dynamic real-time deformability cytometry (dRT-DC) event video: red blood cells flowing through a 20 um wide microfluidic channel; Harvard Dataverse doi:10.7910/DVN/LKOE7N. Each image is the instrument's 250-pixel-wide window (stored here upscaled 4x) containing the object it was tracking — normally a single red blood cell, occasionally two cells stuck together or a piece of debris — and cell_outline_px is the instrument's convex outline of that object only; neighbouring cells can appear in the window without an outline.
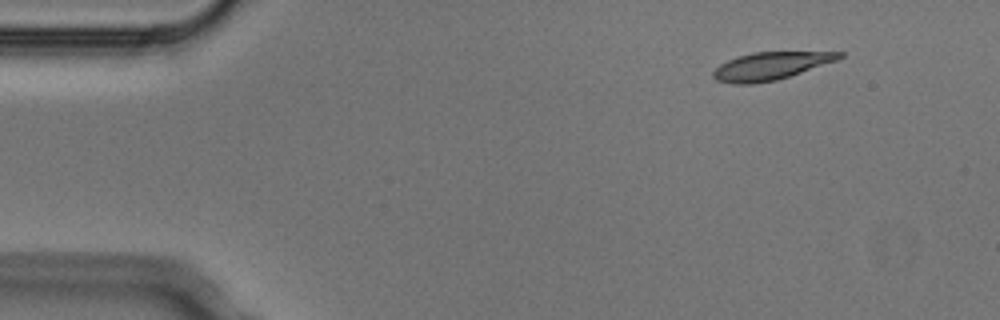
{"species": "Egyptian fruit bat (a non-hibernating species)", "species_latin": "Rousettus aegyptiacus", "temperature_condition": "cold", "stored_images_in_passage": 4, "camera_frame_rate_fps": 3000, "um_per_image_px": 0.085, "animal": {"sex": "male"}, "frame": {"image": 1, "passage_image": 1, "time_ms": 0.0, "image_size_px": [1000, 320], "cell_outline_px": [[844, 56], [836, 60], [776, 80], [752, 84], [732, 84], [716, 80], [712, 76], [712, 72], [720, 64], [728, 60], [752, 52], [844, 52]], "centroid_in_image_um": [65.45, 5.61], "position_along_channel_um": 19.6, "area_um2": 20.0}}
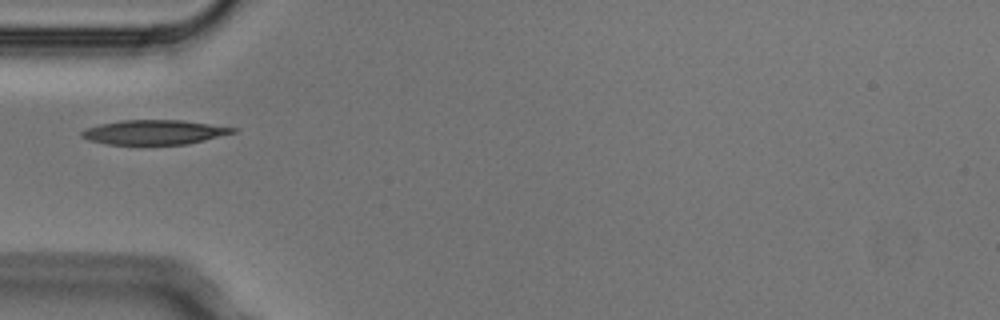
{"frame": {"image": 2, "passage_image": 4, "time_ms": 1.0, "image_size_px": [1000, 320], "cell_outline_px": [[240, 128], [236, 132], [188, 144], [144, 148], [104, 144], [88, 140], [80, 136], [80, 132], [84, 128], [100, 124], [120, 120], [180, 120]], "centroid_in_image_um": [13.04, 11.29], "position_along_channel_um": 72.0, "area_um2": 22.89}}